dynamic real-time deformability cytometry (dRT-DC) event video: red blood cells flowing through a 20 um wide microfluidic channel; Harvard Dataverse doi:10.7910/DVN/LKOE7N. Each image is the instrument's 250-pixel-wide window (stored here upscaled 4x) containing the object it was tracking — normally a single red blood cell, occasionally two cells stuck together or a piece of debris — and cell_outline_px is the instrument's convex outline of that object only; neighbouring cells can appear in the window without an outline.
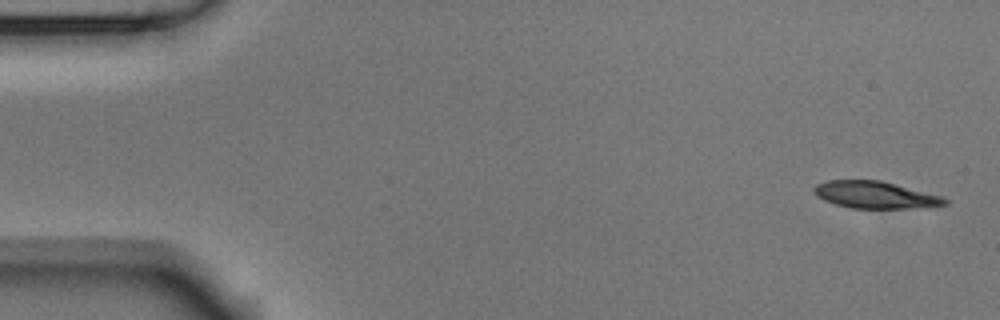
{"species": "Egyptian fruit bat (a non-hibernating species)", "species_latin": "Rousettus aegyptiacus", "temperature_condition": "room temperature", "stored_images_in_passage": 6, "camera_frame_rate_fps": 3000, "um_per_image_px": 0.085, "animal": {"sex": "male"}, "frame": {"image": 1, "passage_image": 1, "time_ms": 0.0, "image_size_px": [1000, 320], "cell_outline_px": [[948, 204], [928, 208], [852, 208], [836, 204], [824, 200], [816, 196], [812, 192], [812, 188], [816, 184], [828, 180], [880, 180], [944, 196], [948, 200]], "centroid_in_image_um": [74.43, 16.57], "position_along_channel_um": 10.6, "area_um2": 20.92}}
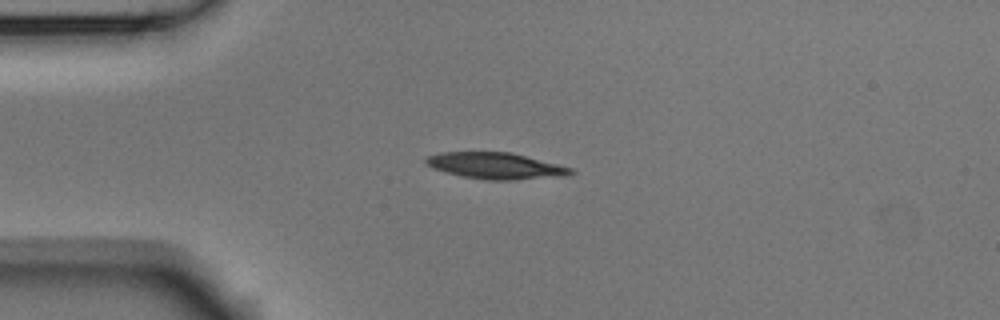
{"frame": {"image": 2, "passage_image": 4, "time_ms": 1.0, "image_size_px": [1000, 320], "cell_outline_px": [[576, 172], [564, 176], [512, 180], [488, 180], [464, 176], [432, 168], [424, 164], [424, 160], [428, 156], [440, 152], [508, 152], [572, 168]], "centroid_in_image_um": [42.1, 14.09], "position_along_channel_um": 42.9, "area_um2": 21.91}}
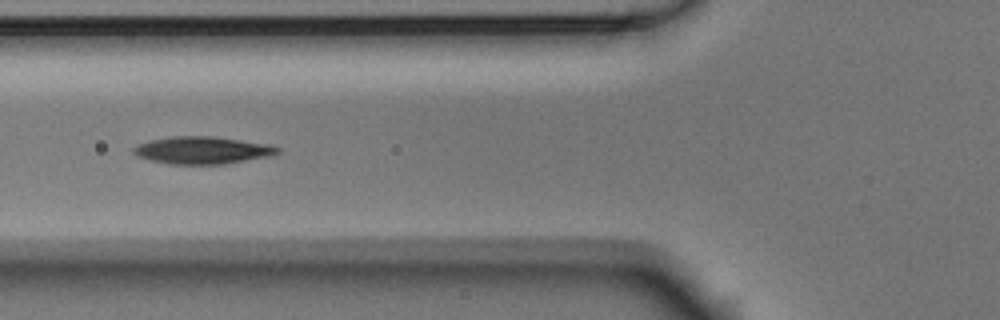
{"frame": {"image": 3, "passage_image": 6, "time_ms": 1.667, "image_size_px": [1000, 320], "cell_outline_px": [[280, 152], [268, 156], [224, 164], [172, 164], [152, 160], [136, 156], [132, 152], [132, 148], [136, 144], [148, 140], [172, 136], [212, 136], [268, 144], [280, 148]], "centroid_in_image_um": [17.14, 12.76], "position_along_channel_um": 108.7, "area_um2": 22.89}}